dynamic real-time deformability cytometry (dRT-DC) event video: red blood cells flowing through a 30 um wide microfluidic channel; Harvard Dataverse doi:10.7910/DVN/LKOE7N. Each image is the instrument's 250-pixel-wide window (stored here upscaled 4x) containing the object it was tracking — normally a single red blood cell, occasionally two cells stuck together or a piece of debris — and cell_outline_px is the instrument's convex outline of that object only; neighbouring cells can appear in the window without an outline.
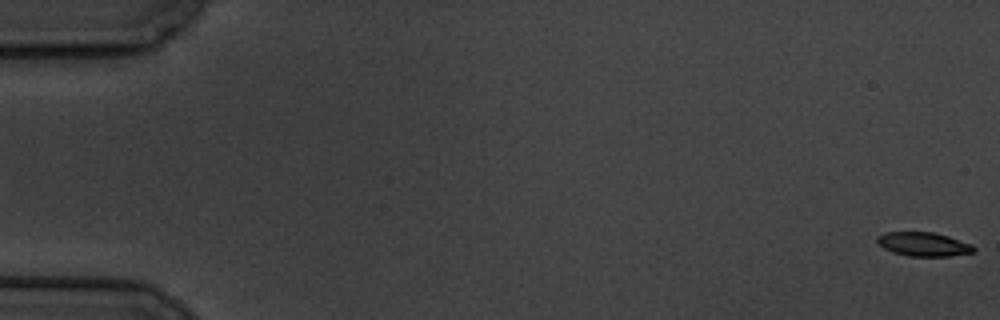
{"species": "common noctule bat (a hibernating species)", "species_latin": "Nyctalus noctula", "temperature_condition": "cold", "stored_images_in_passage": 12, "camera_frame_rate_fps": 3000, "um_per_image_px": 0.085, "animal": {"sex": "male", "body_mass_g": 19.5, "forearm_length_mm": 54.6}, "frame": {"image": 1, "passage_image": 1, "time_ms": 0.0, "image_size_px": [1000, 320], "cell_outline_px": [[976, 252], [948, 256], [908, 256], [892, 252], [884, 248], [876, 240], [876, 236], [884, 232], [932, 232], [948, 236], [972, 244], [976, 248]], "centroid_in_image_um": [78.51, 20.76], "position_along_channel_um": 6.5, "area_um2": 13.53}}
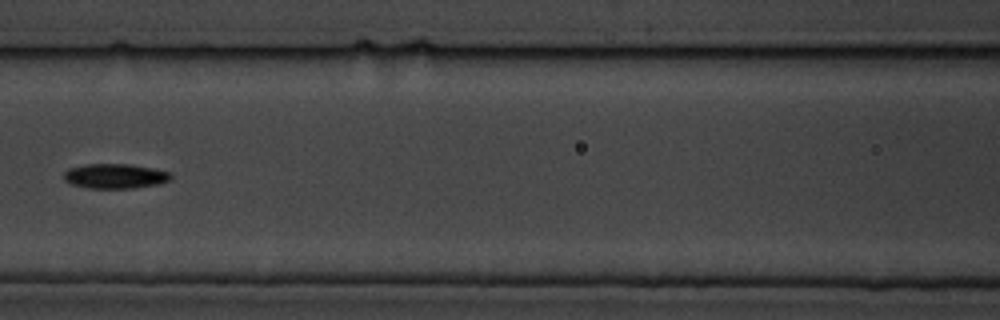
{"frame": {"image": 2, "passage_image": 8, "time_ms": 9.0, "image_size_px": [1000, 320], "cell_outline_px": [[172, 176], [168, 180], [160, 184], [132, 188], [88, 188], [72, 184], [64, 180], [64, 172], [68, 168], [88, 164], [128, 164], [152, 168], [168, 172]], "centroid_in_image_um": [9.75, 14.97], "position_along_channel_um": 156.8, "area_um2": 15.32}}
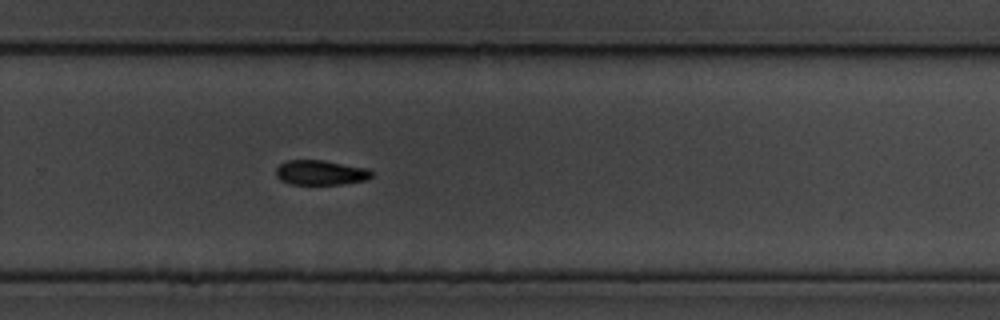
{"frame": {"image": 3, "passage_image": 12, "time_ms": 13.333, "image_size_px": [1000, 320], "cell_outline_px": [[372, 176], [368, 180], [340, 184], [292, 184], [280, 180], [276, 176], [276, 168], [280, 164], [288, 160], [324, 160], [368, 168], [372, 172]], "centroid_in_image_um": [27.26, 14.67], "position_along_channel_um": 302.5, "area_um2": 13.87}}